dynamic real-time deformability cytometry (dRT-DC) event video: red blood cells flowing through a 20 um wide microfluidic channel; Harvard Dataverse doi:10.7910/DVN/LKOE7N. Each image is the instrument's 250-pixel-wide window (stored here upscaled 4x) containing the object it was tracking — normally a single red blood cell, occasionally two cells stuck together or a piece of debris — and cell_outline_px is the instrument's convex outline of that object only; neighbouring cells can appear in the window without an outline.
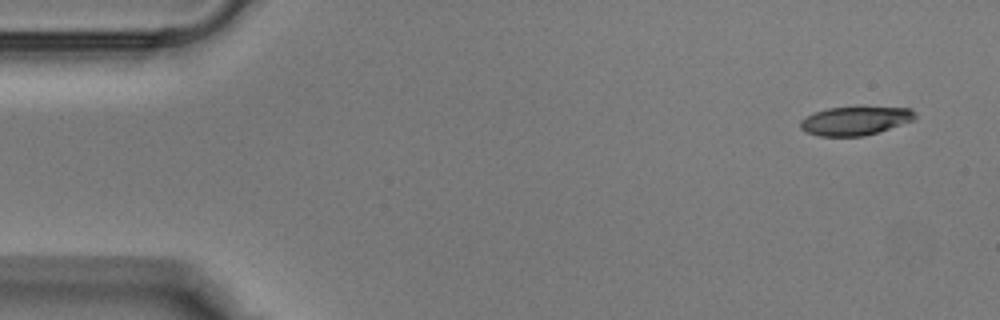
{"species": "Egyptian fruit bat (a non-hibernating species)", "species_latin": "Rousettus aegyptiacus", "temperature_condition": "warm", "stored_images_in_passage": 8, "camera_frame_rate_fps": 3000, "um_per_image_px": 0.085, "animal": {"sex": "male"}, "frame": {"image": 1, "passage_image": 1, "time_ms": 0.0, "image_size_px": [1000, 320], "cell_outline_px": [[916, 116], [912, 120], [864, 136], [820, 136], [808, 132], [800, 128], [800, 120], [816, 112], [828, 108], [860, 104], [912, 108], [916, 112]], "centroid_in_image_um": [72.73, 10.2], "position_along_channel_um": 12.3, "area_um2": 19.71}}